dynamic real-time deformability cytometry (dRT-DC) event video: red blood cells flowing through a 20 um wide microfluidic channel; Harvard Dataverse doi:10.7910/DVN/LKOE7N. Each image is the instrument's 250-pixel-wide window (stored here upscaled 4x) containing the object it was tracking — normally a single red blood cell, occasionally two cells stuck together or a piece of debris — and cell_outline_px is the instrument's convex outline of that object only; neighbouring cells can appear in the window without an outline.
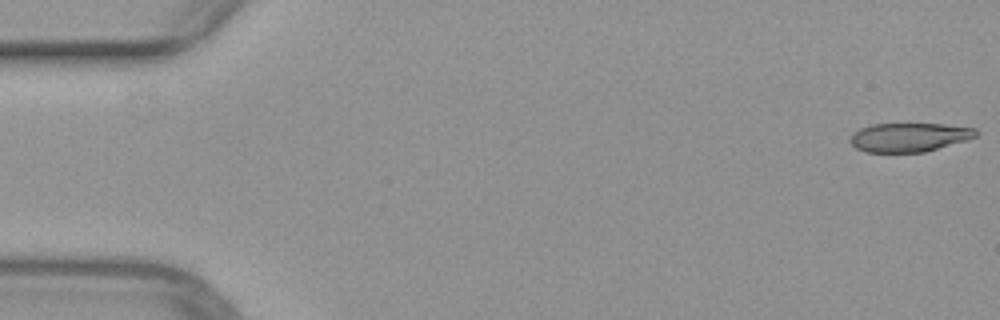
{"species": "common noctule bat (a hibernating species)", "species_latin": "Nyctalus noctula", "temperature_condition": "warm", "stored_images_in_passage": 51, "camera_frame_rate_fps": 3000, "um_per_image_px": 0.085, "animal": {"sex": "female", "body_mass_g": 29.2, "forearm_length_mm": 56.3}, "frame": {"image": 1, "passage_image": 1, "time_ms": 0.0, "image_size_px": [1000, 320], "cell_outline_px": [[980, 132], [976, 136], [968, 140], [924, 152], [868, 152], [856, 148], [848, 140], [852, 132], [860, 128], [872, 124], [944, 124], [976, 128]], "centroid_in_image_um": [77.29, 11.66], "position_along_channel_um": 7.7, "area_um2": 21.33}}
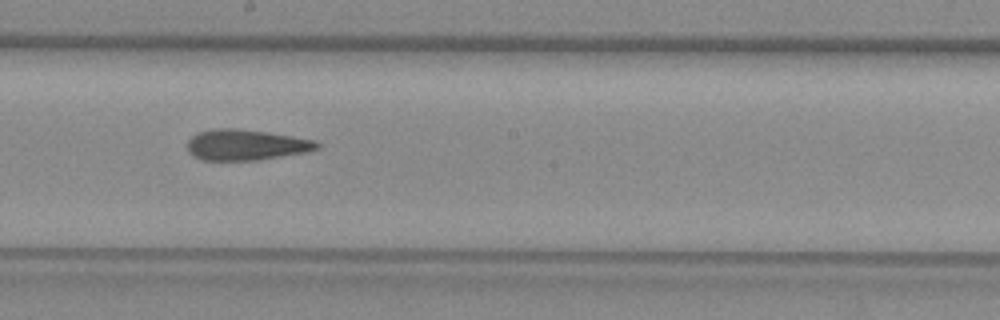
{"frame": {"image": 2, "passage_image": 28, "time_ms": 9.0, "image_size_px": [1000, 320], "cell_outline_px": [[320, 148], [308, 152], [256, 160], [204, 160], [192, 156], [188, 152], [188, 140], [196, 132], [212, 128], [236, 128], [264, 132], [316, 140], [320, 144]], "centroid_in_image_um": [20.89, 12.31], "position_along_channel_um": 227.3, "area_um2": 23.29}}
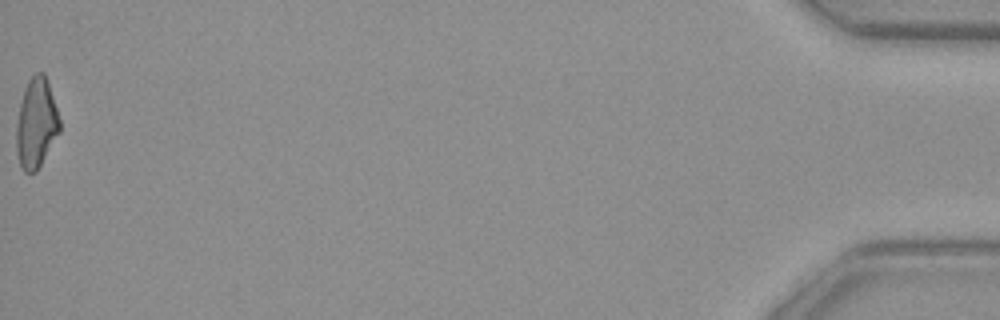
{"frame": {"image": 3, "passage_image": 51, "time_ms": 16.667, "image_size_px": [1000, 320], "cell_outline_px": [[60, 132], [36, 172], [24, 172], [20, 164], [16, 152], [16, 124], [20, 104], [24, 88], [28, 80], [36, 72], [44, 72], [60, 120]], "centroid_in_image_um": [3.07, 10.49], "position_along_channel_um": 432.1, "area_um2": 22.54}}